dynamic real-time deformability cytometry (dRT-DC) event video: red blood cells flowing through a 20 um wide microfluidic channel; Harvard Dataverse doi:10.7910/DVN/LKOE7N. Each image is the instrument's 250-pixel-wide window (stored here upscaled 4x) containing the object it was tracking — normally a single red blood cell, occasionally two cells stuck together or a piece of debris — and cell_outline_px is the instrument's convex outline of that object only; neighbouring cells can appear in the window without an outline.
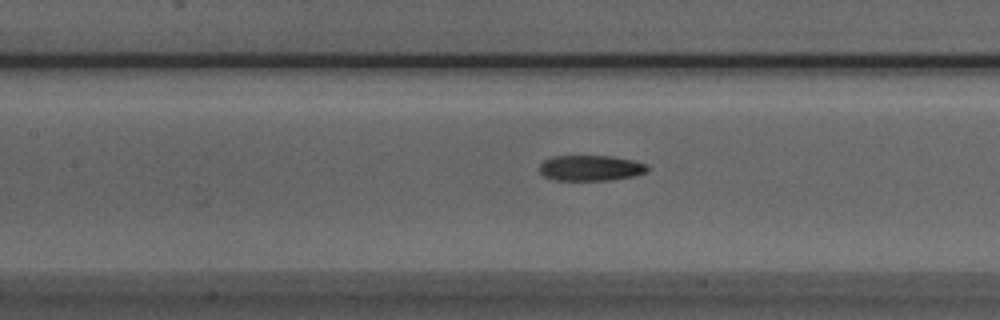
{"species": "Egyptian fruit bat (a non-hibernating species)", "species_latin": "Rousettus aegyptiacus", "temperature_condition": "room temperature", "stored_images_in_passage": 27, "camera_frame_rate_fps": 3000, "um_per_image_px": 0.085, "animal": {"sex": "male"}, "frame": {"image": 1, "passage_image": 9, "time_ms": 2.667, "image_size_px": [1000, 320], "cell_outline_px": [[648, 172], [632, 176], [608, 180], [552, 180], [544, 176], [540, 172], [540, 164], [544, 160], [552, 156], [612, 156], [632, 160], [648, 164]], "centroid_in_image_um": [50.2, 14.28], "position_along_channel_um": 157.2, "area_um2": 16.13}}
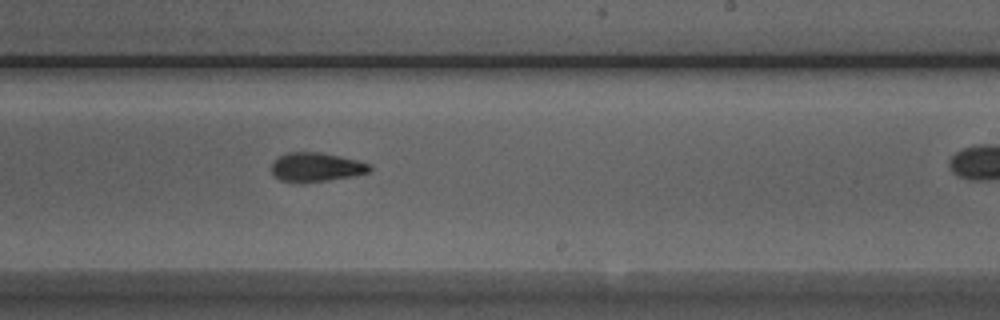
{"frame": {"image": 2, "passage_image": 17, "time_ms": 5.333, "image_size_px": [1000, 320], "cell_outline_px": [[372, 168], [368, 172], [352, 176], [304, 184], [280, 180], [272, 172], [272, 164], [280, 156], [288, 152], [320, 152], [340, 156], [356, 160], [368, 164]], "centroid_in_image_um": [26.85, 14.22], "position_along_channel_um": 262.1, "area_um2": 16.53}}
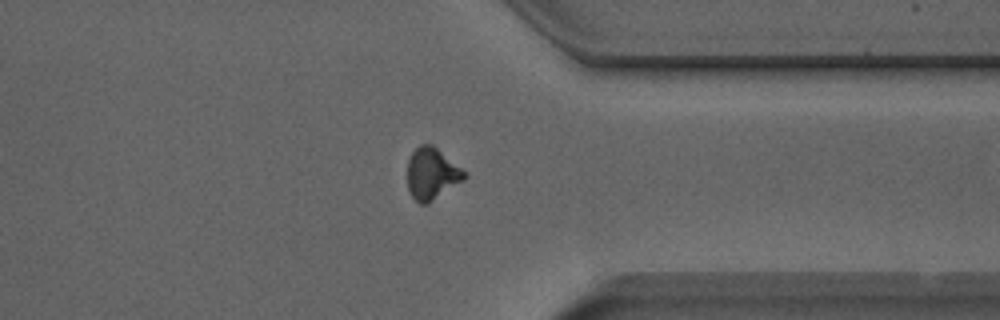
{"frame": {"image": 3, "passage_image": 26, "time_ms": 8.333, "image_size_px": [1000, 320], "cell_outline_px": [[468, 176], [464, 180], [432, 200], [424, 204], [420, 204], [408, 192], [408, 160], [412, 152], [420, 144], [432, 144], [460, 168]], "centroid_in_image_um": [36.68, 14.76], "position_along_channel_um": 374.7, "area_um2": 16.76}}